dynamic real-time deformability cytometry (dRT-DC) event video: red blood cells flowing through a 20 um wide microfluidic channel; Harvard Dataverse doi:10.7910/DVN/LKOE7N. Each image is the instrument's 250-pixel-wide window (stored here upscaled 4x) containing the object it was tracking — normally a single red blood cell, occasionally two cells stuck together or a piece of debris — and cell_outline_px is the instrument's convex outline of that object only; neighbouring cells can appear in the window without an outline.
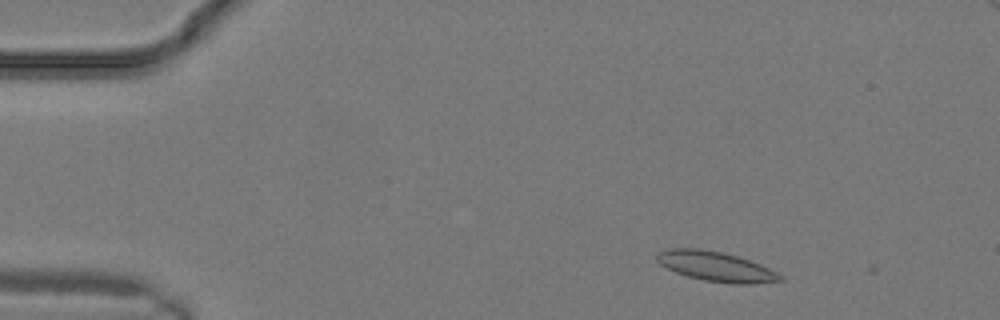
{"species": "common noctule bat (a hibernating species)", "species_latin": "Nyctalus noctula", "temperature_condition": "warm", "stored_images_in_passage": 6, "camera_frame_rate_fps": 3000, "um_per_image_px": 0.085, "animal": {"sex": "male", "body_mass_g": 19.2, "forearm_length_mm": 51.8}, "frame": {"image": 1, "passage_image": 3, "time_ms": 0.667, "image_size_px": [1000, 320], "cell_outline_px": [[784, 280], [752, 284], [732, 284], [704, 280], [688, 276], [676, 272], [660, 264], [656, 260], [656, 256], [660, 252], [668, 248], [700, 248], [720, 252], [736, 256], [760, 264], [784, 276]], "centroid_in_image_um": [60.86, 22.65], "position_along_channel_um": 24.1, "area_um2": 21.21}}